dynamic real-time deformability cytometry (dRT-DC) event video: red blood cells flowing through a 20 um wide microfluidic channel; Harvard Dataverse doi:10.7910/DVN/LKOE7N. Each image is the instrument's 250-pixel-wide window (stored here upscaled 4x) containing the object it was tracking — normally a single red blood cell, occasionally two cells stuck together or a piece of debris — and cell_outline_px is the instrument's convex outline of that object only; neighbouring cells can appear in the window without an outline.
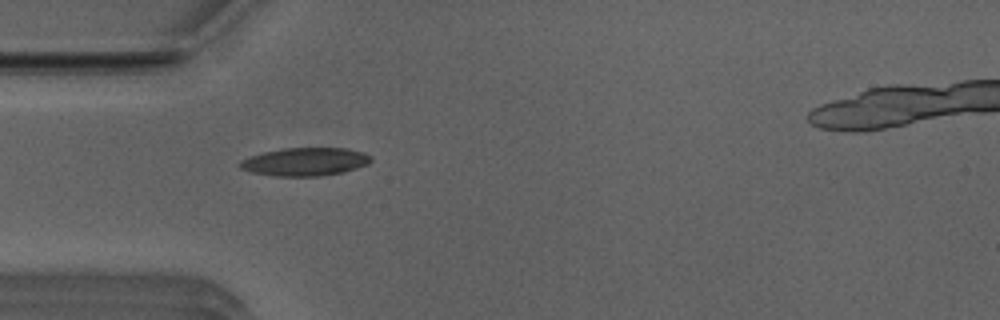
{"species": "Egyptian fruit bat (a non-hibernating species)", "species_latin": "Rousettus aegyptiacus", "temperature_condition": "room temperature", "stored_images_in_passage": 34, "camera_frame_rate_fps": 3000, "um_per_image_px": 0.085, "animal": {"sex": "male"}, "frame": {"image": 1, "passage_image": 1, "time_ms": 0.0, "image_size_px": [1000, 320], "cell_outline_px": [[372, 160], [368, 164], [344, 172], [320, 176], [272, 176], [252, 172], [240, 168], [240, 160], [264, 152], [284, 148], [344, 148], [364, 152], [372, 156]], "centroid_in_image_um": [25.96, 13.75], "position_along_channel_um": 59.0, "area_um2": 21.44}}
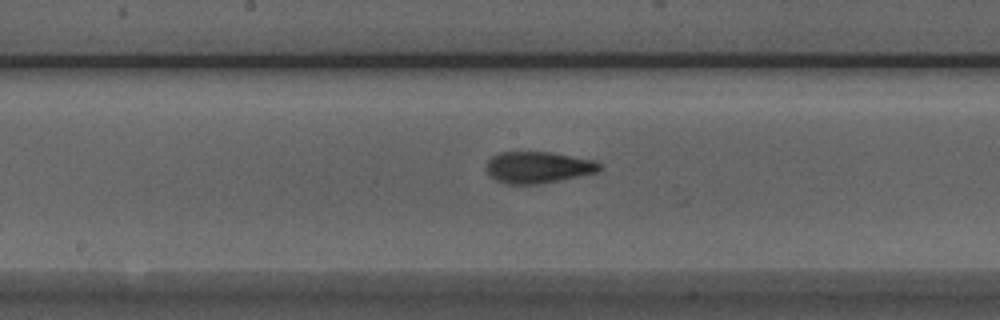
{"frame": {"image": 2, "passage_image": 12, "time_ms": 3.667, "image_size_px": [1000, 320], "cell_outline_px": [[600, 168], [596, 172], [540, 184], [508, 184], [496, 180], [488, 172], [488, 160], [492, 156], [500, 152], [548, 152], [596, 160], [600, 164]], "centroid_in_image_um": [45.74, 14.22], "position_along_channel_um": 202.5, "area_um2": 20.46}}
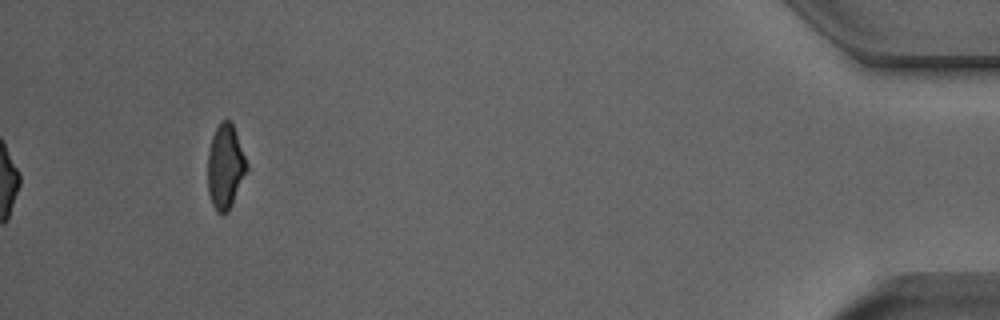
{"frame": {"image": 3, "passage_image": 34, "time_ms": 11.0, "image_size_px": [1000, 320], "cell_outline_px": [[248, 168], [232, 204], [228, 212], [216, 212], [212, 204], [208, 192], [208, 152], [212, 136], [220, 120], [232, 120], [248, 164]], "centroid_in_image_um": [19.15, 14.12], "position_along_channel_um": 416.0, "area_um2": 19.25}, "authors_computed_cell_mechanics": {"area_um2": 20.8947, "velocity_mm_per_s": 3.9506, "shape_relaxation_time_tau1_ms": 4.0061, "shape_relaxation_time_tau2_ms": 1.7589, "deformation_change_tau1": 0.115, "deformation_change_tau2": 0.0934}}